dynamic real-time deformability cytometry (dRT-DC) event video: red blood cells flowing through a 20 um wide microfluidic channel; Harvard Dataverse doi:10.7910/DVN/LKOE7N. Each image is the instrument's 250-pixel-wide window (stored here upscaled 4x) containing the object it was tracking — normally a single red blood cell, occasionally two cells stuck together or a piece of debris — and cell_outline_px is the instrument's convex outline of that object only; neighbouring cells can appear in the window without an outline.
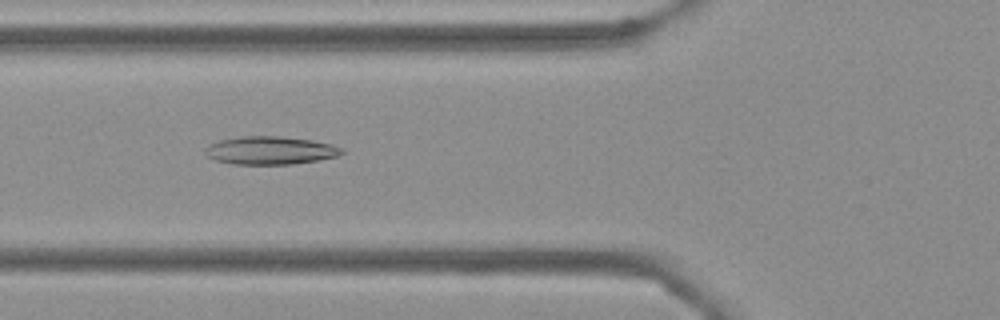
{"species": "Egyptian fruit bat (a non-hibernating species)", "species_latin": "Rousettus aegyptiacus", "temperature_condition": "cold", "stored_images_in_passage": 17, "camera_frame_rate_fps": 3000, "um_per_image_px": 0.085, "frame": {"image": 1, "passage_image": 4, "time_ms": 1.0, "image_size_px": [1000, 320], "cell_outline_px": [[344, 152], [336, 156], [316, 160], [292, 164], [232, 164], [216, 160], [208, 156], [204, 152], [204, 148], [208, 144], [220, 140], [240, 136], [280, 136], [312, 140], [332, 144], [344, 148]], "centroid_in_image_um": [22.95, 12.78], "position_along_channel_um": 102.8, "area_um2": 22.37}}
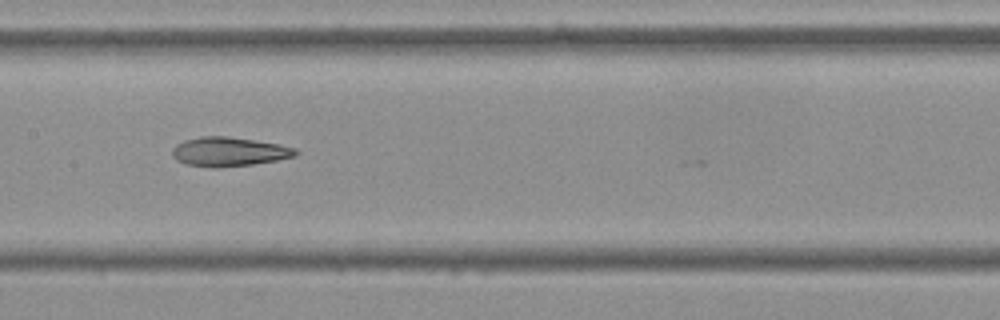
{"frame": {"image": 2, "passage_image": 11, "time_ms": 3.333, "image_size_px": [1000, 320], "cell_outline_px": [[300, 152], [296, 156], [276, 160], [252, 164], [216, 168], [212, 168], [188, 164], [176, 160], [172, 156], [172, 148], [176, 144], [184, 140], [200, 136], [228, 136], [280, 144], [296, 148]], "centroid_in_image_um": [19.46, 12.89], "position_along_channel_um": 187.9, "area_um2": 21.1}}
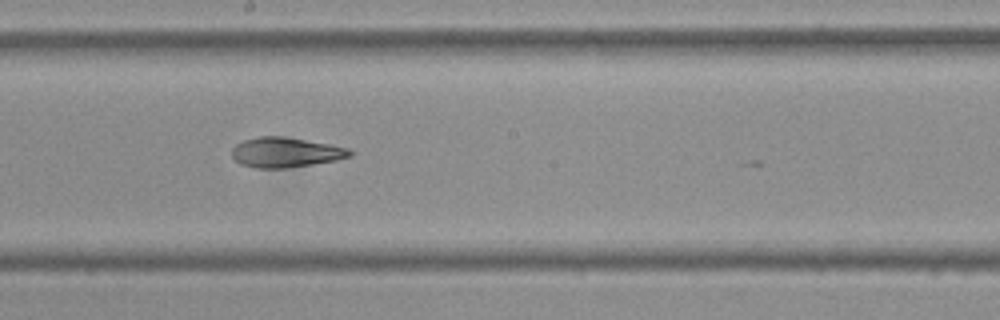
{"frame": {"image": 3, "passage_image": 14, "time_ms": 4.333, "image_size_px": [1000, 320], "cell_outline_px": [[352, 156], [336, 160], [312, 164], [284, 168], [256, 168], [240, 164], [232, 156], [232, 148], [236, 144], [244, 140], [260, 136], [284, 136], [328, 144], [348, 148], [352, 152]], "centroid_in_image_um": [24.26, 12.95], "position_along_channel_um": 223.9, "area_um2": 20.46}}